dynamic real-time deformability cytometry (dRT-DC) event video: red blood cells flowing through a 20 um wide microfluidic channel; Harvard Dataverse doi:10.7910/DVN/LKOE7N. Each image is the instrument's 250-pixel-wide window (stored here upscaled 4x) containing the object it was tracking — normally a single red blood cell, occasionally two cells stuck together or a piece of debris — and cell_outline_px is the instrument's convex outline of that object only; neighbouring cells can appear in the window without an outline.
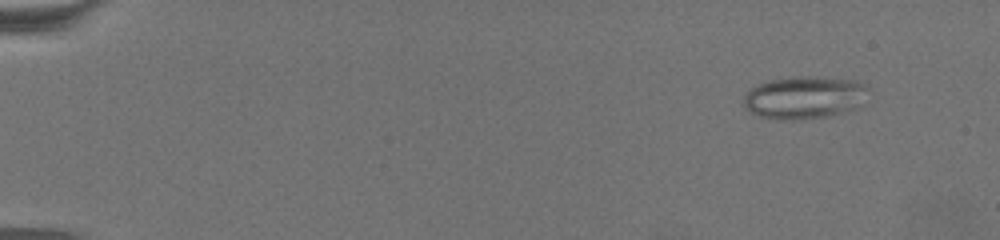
{"species": "common noctule bat (a hibernating species)", "species_latin": "Nyctalus noctula", "temperature_condition": "warm", "stored_images_in_passage": 40, "camera_frame_rate_fps": 3000, "um_per_image_px": 0.085, "animal": {"sex": "female", "body_mass_g": 19.5, "forearm_length_mm": 54.1}, "frame": {"image": 1, "passage_image": 2, "time_ms": 0.333, "image_size_px": [1000, 240], "cell_outline_px": [[872, 88], [860, 108], [828, 116], [784, 120], [760, 116], [744, 108], [744, 96], [752, 88], [760, 84], [772, 80], [808, 76], [856, 80], [868, 84]], "centroid_in_image_um": [68.49, 8.28], "position_along_channel_um": 16.5, "area_um2": 30.98}}
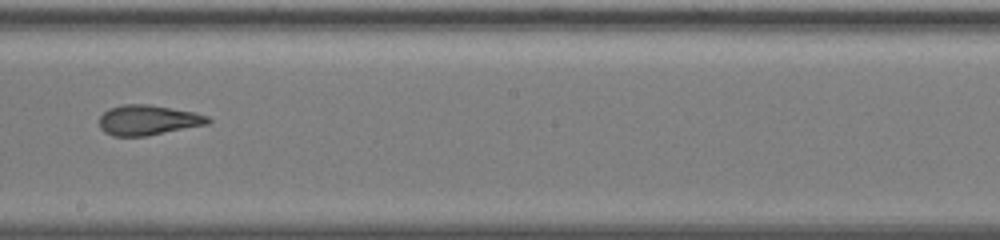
{"frame": {"image": 2, "passage_image": 24, "time_ms": 7.667, "image_size_px": [1000, 240], "cell_outline_px": [[212, 120], [208, 124], [144, 136], [112, 136], [104, 132], [100, 128], [100, 116], [108, 108], [124, 104], [148, 104], [196, 112], [208, 116]], "centroid_in_image_um": [12.58, 10.2], "position_along_channel_um": 235.6, "area_um2": 19.07}}
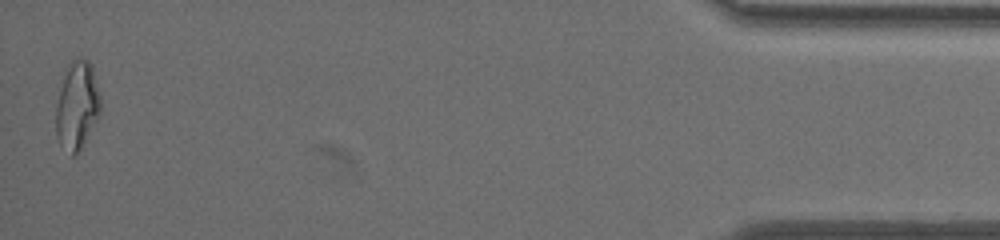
{"frame": {"image": 3, "passage_image": 40, "time_ms": 13.0, "image_size_px": [1000, 240], "cell_outline_px": [[100, 112], [96, 120], [80, 148], [72, 156], [60, 144], [56, 136], [56, 104], [64, 76], [68, 64], [72, 60], [80, 56], [88, 60], [92, 64], [100, 96]], "centroid_in_image_um": [6.55, 8.91], "position_along_channel_um": 428.7, "area_um2": 22.54}, "authors_computed_cell_mechanics": {"area_um2": 20.4901, "velocity_mm_per_s": 4.7381, "shape_relaxation_time_tau1_ms": null, "shape_relaxation_time_tau2_ms": 1.2909, "deformation_change_tau1": null, "deformation_change_tau2": 0.1122}}